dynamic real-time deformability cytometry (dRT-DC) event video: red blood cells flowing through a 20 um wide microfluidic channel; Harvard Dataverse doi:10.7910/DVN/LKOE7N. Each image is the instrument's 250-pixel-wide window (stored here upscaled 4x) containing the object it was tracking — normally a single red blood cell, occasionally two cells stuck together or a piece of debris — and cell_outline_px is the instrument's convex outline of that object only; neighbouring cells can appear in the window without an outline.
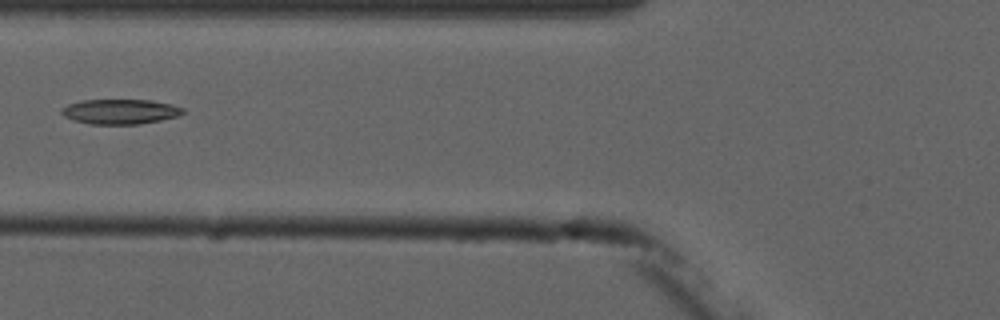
{"species": "common noctule bat (a hibernating species)", "species_latin": "Nyctalus noctula", "temperature_condition": "cold", "stored_images_in_passage": 6, "camera_frame_rate_fps": 3000, "um_per_image_px": 0.085, "animal": {"sex": "male", "forearm_length_mm": 52.5}, "frame": {"image": 1, "passage_image": 5, "time_ms": 6.667, "image_size_px": [1000, 320], "cell_outline_px": [[184, 112], [176, 116], [160, 120], [140, 124], [92, 124], [76, 120], [64, 116], [60, 112], [60, 108], [68, 104], [80, 100], [152, 100], [172, 104], [184, 108]], "centroid_in_image_um": [10.2, 9.47], "position_along_channel_um": 115.6, "area_um2": 17.57}}
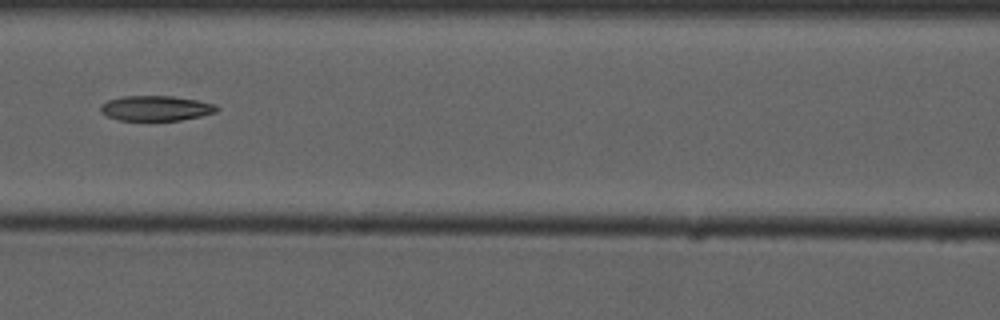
{"frame": {"image": 2, "passage_image": 6, "time_ms": 7.667, "image_size_px": [1000, 320], "cell_outline_px": [[220, 108], [216, 112], [200, 116], [180, 120], [120, 120], [108, 116], [100, 112], [100, 104], [108, 100], [124, 96], [172, 96], [196, 100], [216, 104]], "centroid_in_image_um": [13.25, 9.19], "position_along_channel_um": 153.3, "area_um2": 16.94}}